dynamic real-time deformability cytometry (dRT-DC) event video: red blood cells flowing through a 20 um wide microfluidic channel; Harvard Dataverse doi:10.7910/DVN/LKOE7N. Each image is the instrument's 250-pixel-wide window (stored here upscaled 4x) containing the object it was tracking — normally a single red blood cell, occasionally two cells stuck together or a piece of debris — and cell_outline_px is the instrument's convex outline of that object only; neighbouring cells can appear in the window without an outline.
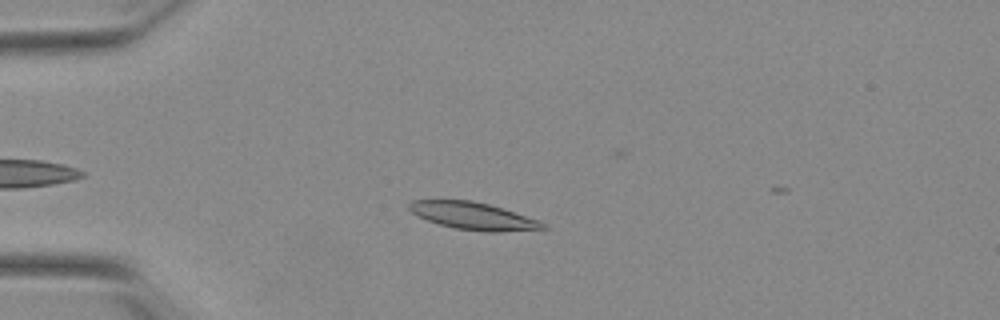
{"species": "Egyptian fruit bat (a non-hibernating species)", "species_latin": "Rousettus aegyptiacus", "temperature_condition": "warm", "stored_images_in_passage": 39, "camera_frame_rate_fps": 3000, "um_per_image_px": 0.085, "animal": {"sex": "female"}, "frame": {"image": 1, "passage_image": 8, "time_ms": 2.333, "image_size_px": [1000, 320], "cell_outline_px": [[548, 228], [500, 232], [488, 232], [456, 228], [440, 224], [428, 220], [412, 212], [408, 208], [408, 204], [412, 200], [472, 200], [488, 204], [540, 220], [548, 224]], "centroid_in_image_um": [40.27, 18.35], "position_along_channel_um": 44.7, "area_um2": 21.1}}
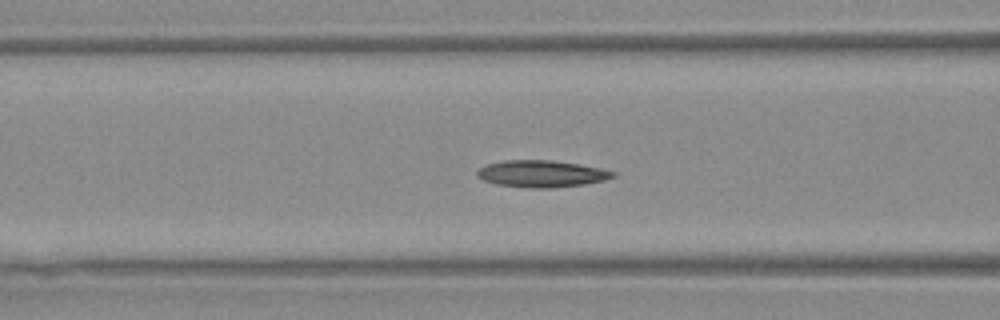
{"frame": {"image": 2, "passage_image": 16, "time_ms": 5.0, "image_size_px": [1000, 320], "cell_outline_px": [[616, 176], [604, 180], [584, 184], [552, 188], [528, 188], [496, 184], [484, 180], [476, 176], [476, 172], [480, 168], [488, 164], [504, 160], [548, 160], [580, 164], [600, 168], [616, 172]], "centroid_in_image_um": [46.03, 14.77], "position_along_channel_um": 120.6, "area_um2": 21.21}}
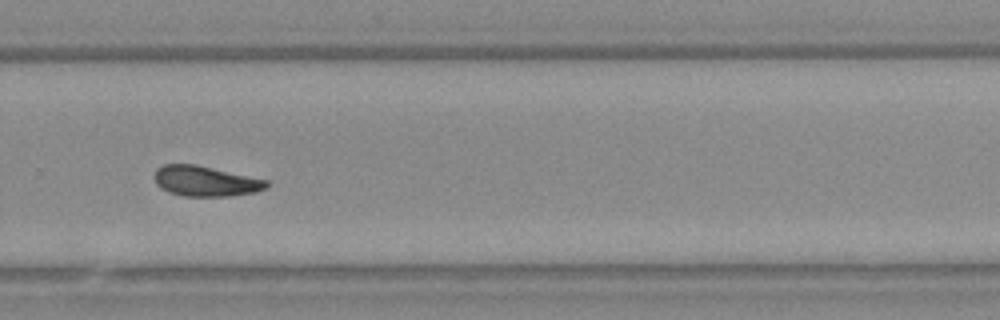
{"frame": {"image": 3, "passage_image": 31, "time_ms": 10.0, "image_size_px": [1000, 320], "cell_outline_px": [[268, 184], [264, 188], [256, 192], [232, 196], [184, 196], [168, 192], [160, 188], [156, 184], [156, 168], [164, 164], [196, 164], [268, 180]], "centroid_in_image_um": [17.46, 15.4], "position_along_channel_um": 312.3, "area_um2": 19.77}, "authors_computed_cell_mechanics": {"area_um2": 20.6346, "velocity_mm_per_s": 3.8489, "shape_relaxation_time_tau1_ms": 8.4126, "shape_relaxation_time_tau2_ms": 3.6308, "deformation_change_tau1": 0.2161, "deformation_change_tau2": 0.0882}}